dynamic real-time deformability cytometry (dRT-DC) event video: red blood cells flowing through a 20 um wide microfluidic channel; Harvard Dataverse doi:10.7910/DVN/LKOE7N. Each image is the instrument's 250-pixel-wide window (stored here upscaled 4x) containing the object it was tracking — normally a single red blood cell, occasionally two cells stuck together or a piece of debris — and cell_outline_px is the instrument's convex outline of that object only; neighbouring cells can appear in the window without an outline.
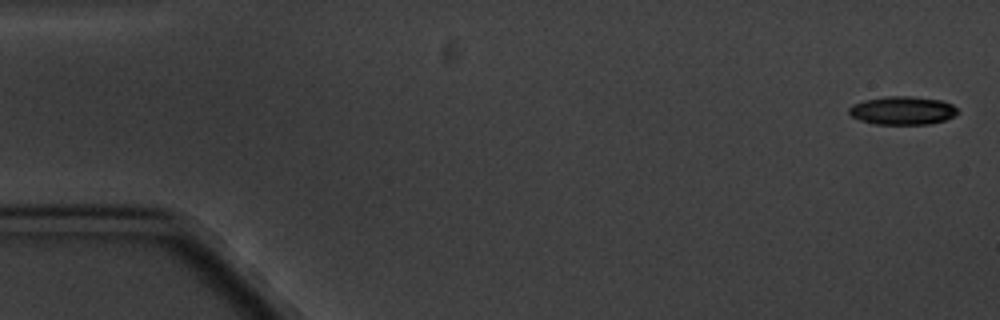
{"species": "common noctule bat (a hibernating species)", "species_latin": "Nyctalus noctula", "temperature_condition": "cold", "stored_images_in_passage": 5, "camera_frame_rate_fps": 3000, "um_per_image_px": 0.085, "animal": {"sex": "male", "body_mass_g": 20.1, "forearm_length_mm": 53.5}, "frame": {"image": 1, "passage_image": 1, "time_ms": 0.0, "image_size_px": [1000, 320], "cell_outline_px": [[960, 112], [944, 120], [928, 124], [876, 124], [860, 120], [852, 116], [848, 112], [848, 108], [852, 104], [864, 100], [888, 96], [912, 96], [940, 100], [952, 104]], "centroid_in_image_um": [76.69, 9.39], "position_along_channel_um": 8.3, "area_um2": 17.86}}
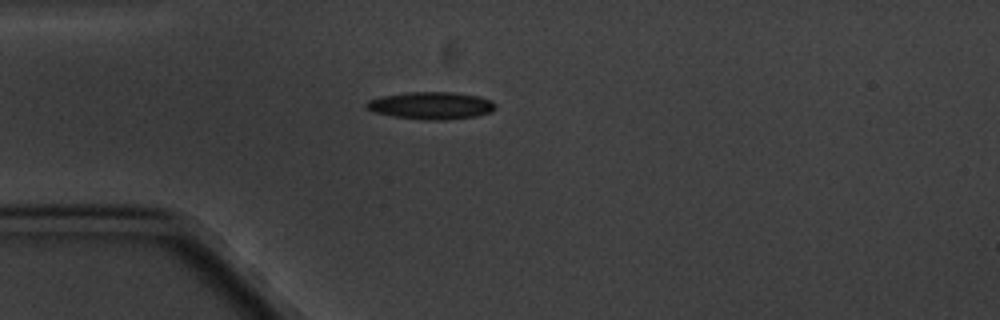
{"frame": {"image": 2, "passage_image": 5, "time_ms": 4.667, "image_size_px": [1000, 320], "cell_outline_px": [[496, 108], [492, 112], [476, 116], [444, 120], [424, 120], [392, 116], [372, 112], [364, 104], [368, 100], [380, 96], [404, 92], [452, 92], [480, 96], [492, 100], [496, 104]], "centroid_in_image_um": [36.65, 8.97], "position_along_channel_um": 48.4, "area_um2": 20.87}}